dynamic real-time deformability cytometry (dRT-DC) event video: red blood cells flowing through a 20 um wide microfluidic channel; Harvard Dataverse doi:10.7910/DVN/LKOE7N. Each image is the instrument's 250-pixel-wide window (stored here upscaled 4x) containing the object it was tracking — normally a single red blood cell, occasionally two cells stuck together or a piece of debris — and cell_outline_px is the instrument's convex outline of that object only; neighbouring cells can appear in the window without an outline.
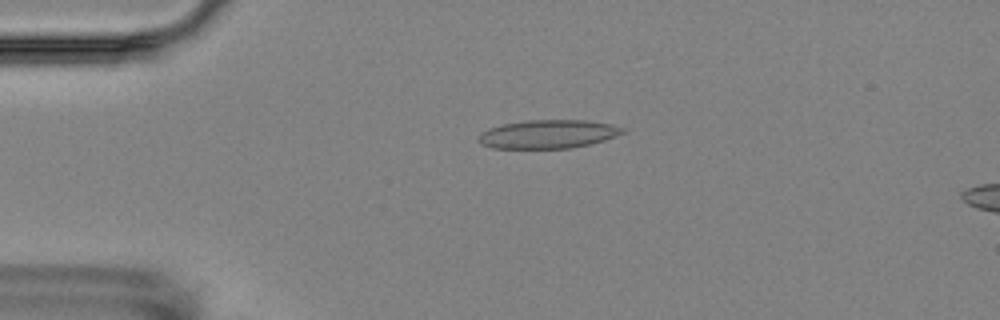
{"species": "Egyptian fruit bat (a non-hibernating species)", "species_latin": "Rousettus aegyptiacus", "temperature_condition": "room temperature", "stored_images_in_passage": 4, "camera_frame_rate_fps": 3000, "um_per_image_px": 0.085, "animal": {"sex": "female"}, "frame": {"image": 1, "passage_image": 3, "time_ms": 2.333, "image_size_px": [1000, 320], "cell_outline_px": [[628, 132], [604, 140], [572, 148], [492, 148], [476, 140], [480, 132], [488, 128], [504, 124], [528, 120], [588, 120], [612, 124], [628, 128]], "centroid_in_image_um": [46.64, 11.39], "position_along_channel_um": 38.4, "area_um2": 24.16}}